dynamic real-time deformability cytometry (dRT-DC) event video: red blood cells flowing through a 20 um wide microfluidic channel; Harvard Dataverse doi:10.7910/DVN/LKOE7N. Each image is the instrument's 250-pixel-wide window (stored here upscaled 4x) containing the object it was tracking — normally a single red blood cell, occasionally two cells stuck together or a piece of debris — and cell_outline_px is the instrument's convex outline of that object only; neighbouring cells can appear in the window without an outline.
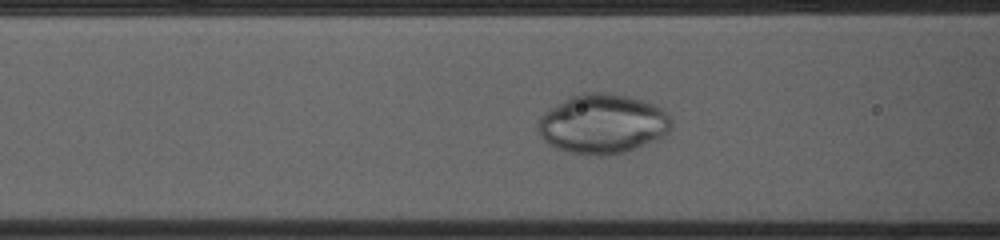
{"species": "common noctule bat (a hibernating species)", "species_latin": "Nyctalus noctula", "temperature_condition": "cold", "stored_images_in_passage": 37, "camera_frame_rate_fps": 3000, "um_per_image_px": 0.085, "animal": {"sex": "female", "body_mass_g": 23.0, "forearm_length_mm": 53.4}, "frame": {"image": 1, "passage_image": 4, "time_ms": 1.0, "image_size_px": [1000, 240], "cell_outline_px": [[672, 128], [660, 140], [624, 152], [604, 156], [600, 156], [568, 152], [556, 148], [548, 144], [544, 140], [536, 128], [536, 124], [540, 116], [544, 112], [568, 96], [584, 92], [604, 92], [628, 96], [644, 100], [660, 108], [672, 120]], "centroid_in_image_um": [51.21, 10.53], "position_along_channel_um": 115.4, "area_um2": 46.76}}
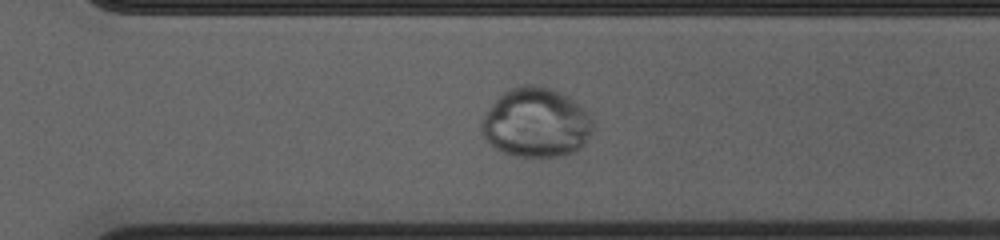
{"frame": {"image": 2, "passage_image": 21, "time_ms": 6.667, "image_size_px": [1000, 240], "cell_outline_px": [[592, 132], [584, 144], [576, 152], [564, 156], [516, 156], [504, 152], [496, 148], [484, 136], [480, 128], [480, 120], [484, 112], [508, 88], [520, 84], [532, 84], [552, 88], [568, 96], [592, 116]], "centroid_in_image_um": [45.57, 10.41], "position_along_channel_um": 325.0, "area_um2": 45.26}}
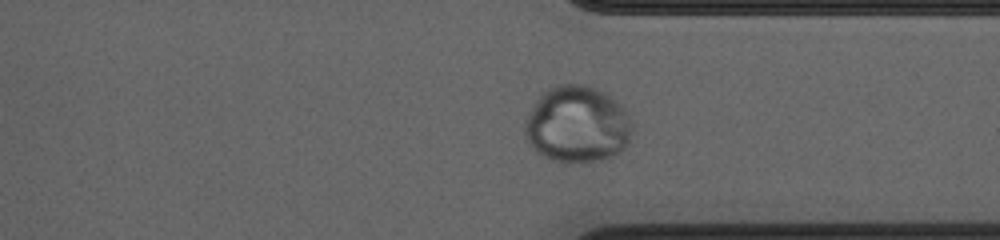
{"frame": {"image": 3, "passage_image": 24, "time_ms": 7.667, "image_size_px": [1000, 240], "cell_outline_px": [[632, 132], [624, 148], [620, 152], [612, 156], [600, 160], [580, 164], [568, 164], [552, 160], [536, 152], [528, 140], [524, 132], [524, 120], [536, 100], [544, 92], [556, 84], [584, 84], [596, 88], [604, 92], [620, 104], [628, 112], [632, 124]], "centroid_in_image_um": [49.07, 10.6], "position_along_channel_um": 362.3, "area_um2": 48.44}}